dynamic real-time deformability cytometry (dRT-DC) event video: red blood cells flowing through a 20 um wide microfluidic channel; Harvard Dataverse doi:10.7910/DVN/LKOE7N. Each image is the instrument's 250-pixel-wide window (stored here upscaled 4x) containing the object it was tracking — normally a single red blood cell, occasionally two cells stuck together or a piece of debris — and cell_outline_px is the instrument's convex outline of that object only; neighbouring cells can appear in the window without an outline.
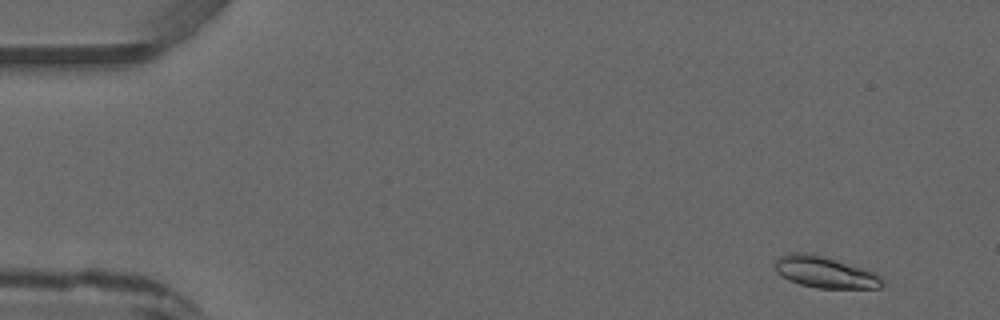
{"species": "common noctule bat (a hibernating species)", "species_latin": "Nyctalus noctula", "temperature_condition": "warm", "stored_images_in_passage": 3, "camera_frame_rate_fps": 3000, "um_per_image_px": 0.085, "animal": {"sex": "male", "forearm_length_mm": 52.5}, "frame": {"image": 1, "passage_image": 1, "time_ms": 0.0, "image_size_px": [1000, 320], "cell_outline_px": [[884, 284], [880, 288], [816, 288], [800, 284], [788, 280], [780, 276], [776, 272], [776, 260], [780, 256], [788, 252], [812, 252], [872, 272], [880, 276], [884, 280]], "centroid_in_image_um": [70.08, 23.13], "position_along_channel_um": 14.9, "area_um2": 19.65}}